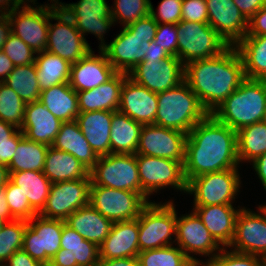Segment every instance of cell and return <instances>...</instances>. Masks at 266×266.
<instances>
[{
  "label": "cell",
  "instance_id": "6da1fadb",
  "mask_svg": "<svg viewBox=\"0 0 266 266\" xmlns=\"http://www.w3.org/2000/svg\"><path fill=\"white\" fill-rule=\"evenodd\" d=\"M237 132L212 114L187 134L184 176L190 179L210 172L238 168Z\"/></svg>",
  "mask_w": 266,
  "mask_h": 266
},
{
  "label": "cell",
  "instance_id": "7a4b0ae2",
  "mask_svg": "<svg viewBox=\"0 0 266 266\" xmlns=\"http://www.w3.org/2000/svg\"><path fill=\"white\" fill-rule=\"evenodd\" d=\"M184 76L209 114L219 108L246 79L243 62L235 46H229L218 56L187 63Z\"/></svg>",
  "mask_w": 266,
  "mask_h": 266
},
{
  "label": "cell",
  "instance_id": "3957f363",
  "mask_svg": "<svg viewBox=\"0 0 266 266\" xmlns=\"http://www.w3.org/2000/svg\"><path fill=\"white\" fill-rule=\"evenodd\" d=\"M266 113V80L245 79L212 115L236 132L261 122Z\"/></svg>",
  "mask_w": 266,
  "mask_h": 266
},
{
  "label": "cell",
  "instance_id": "277c9868",
  "mask_svg": "<svg viewBox=\"0 0 266 266\" xmlns=\"http://www.w3.org/2000/svg\"><path fill=\"white\" fill-rule=\"evenodd\" d=\"M157 99L155 125L188 134L209 115L185 80L176 87L158 93Z\"/></svg>",
  "mask_w": 266,
  "mask_h": 266
},
{
  "label": "cell",
  "instance_id": "5b68a950",
  "mask_svg": "<svg viewBox=\"0 0 266 266\" xmlns=\"http://www.w3.org/2000/svg\"><path fill=\"white\" fill-rule=\"evenodd\" d=\"M169 200L165 203L149 202L138 219L140 252L172 245L176 235L177 211Z\"/></svg>",
  "mask_w": 266,
  "mask_h": 266
},
{
  "label": "cell",
  "instance_id": "8992f818",
  "mask_svg": "<svg viewBox=\"0 0 266 266\" xmlns=\"http://www.w3.org/2000/svg\"><path fill=\"white\" fill-rule=\"evenodd\" d=\"M178 59L187 63L220 55L229 45L208 24L181 20L177 24Z\"/></svg>",
  "mask_w": 266,
  "mask_h": 266
},
{
  "label": "cell",
  "instance_id": "52a82bcc",
  "mask_svg": "<svg viewBox=\"0 0 266 266\" xmlns=\"http://www.w3.org/2000/svg\"><path fill=\"white\" fill-rule=\"evenodd\" d=\"M238 170L233 168L210 172L190 179L186 194H194L193 207L232 205L241 187Z\"/></svg>",
  "mask_w": 266,
  "mask_h": 266
},
{
  "label": "cell",
  "instance_id": "ba28073f",
  "mask_svg": "<svg viewBox=\"0 0 266 266\" xmlns=\"http://www.w3.org/2000/svg\"><path fill=\"white\" fill-rule=\"evenodd\" d=\"M89 175L93 185L132 191L142 196L136 154L110 153L98 156Z\"/></svg>",
  "mask_w": 266,
  "mask_h": 266
},
{
  "label": "cell",
  "instance_id": "9c48e42d",
  "mask_svg": "<svg viewBox=\"0 0 266 266\" xmlns=\"http://www.w3.org/2000/svg\"><path fill=\"white\" fill-rule=\"evenodd\" d=\"M141 182L142 197L149 203V196L166 187L186 193L187 181L184 176V162L136 154Z\"/></svg>",
  "mask_w": 266,
  "mask_h": 266
},
{
  "label": "cell",
  "instance_id": "30bf717a",
  "mask_svg": "<svg viewBox=\"0 0 266 266\" xmlns=\"http://www.w3.org/2000/svg\"><path fill=\"white\" fill-rule=\"evenodd\" d=\"M54 1V3H53ZM52 4L31 6L29 3L8 14L11 32L22 39L35 53L47 47L51 6L59 7L62 2L51 0Z\"/></svg>",
  "mask_w": 266,
  "mask_h": 266
},
{
  "label": "cell",
  "instance_id": "8fae6325",
  "mask_svg": "<svg viewBox=\"0 0 266 266\" xmlns=\"http://www.w3.org/2000/svg\"><path fill=\"white\" fill-rule=\"evenodd\" d=\"M52 20L57 22L52 24ZM51 21H49L46 51L73 64L92 50L74 22L60 7L51 6Z\"/></svg>",
  "mask_w": 266,
  "mask_h": 266
},
{
  "label": "cell",
  "instance_id": "7c38bea8",
  "mask_svg": "<svg viewBox=\"0 0 266 266\" xmlns=\"http://www.w3.org/2000/svg\"><path fill=\"white\" fill-rule=\"evenodd\" d=\"M89 204L114 223L138 218L148 202L139 193L91 183Z\"/></svg>",
  "mask_w": 266,
  "mask_h": 266
},
{
  "label": "cell",
  "instance_id": "4fadbf2b",
  "mask_svg": "<svg viewBox=\"0 0 266 266\" xmlns=\"http://www.w3.org/2000/svg\"><path fill=\"white\" fill-rule=\"evenodd\" d=\"M63 220L35 215L28 221L22 249L34 260L49 265L51 258L61 249Z\"/></svg>",
  "mask_w": 266,
  "mask_h": 266
},
{
  "label": "cell",
  "instance_id": "5bb4252c",
  "mask_svg": "<svg viewBox=\"0 0 266 266\" xmlns=\"http://www.w3.org/2000/svg\"><path fill=\"white\" fill-rule=\"evenodd\" d=\"M59 7L74 22L84 38L86 33L94 34L100 41L99 50L106 46L104 35L115 25L111 7L106 0H79L78 3H61Z\"/></svg>",
  "mask_w": 266,
  "mask_h": 266
},
{
  "label": "cell",
  "instance_id": "9a60e30c",
  "mask_svg": "<svg viewBox=\"0 0 266 266\" xmlns=\"http://www.w3.org/2000/svg\"><path fill=\"white\" fill-rule=\"evenodd\" d=\"M90 178L52 183L40 216L65 221L77 209L89 204Z\"/></svg>",
  "mask_w": 266,
  "mask_h": 266
},
{
  "label": "cell",
  "instance_id": "2e32d148",
  "mask_svg": "<svg viewBox=\"0 0 266 266\" xmlns=\"http://www.w3.org/2000/svg\"><path fill=\"white\" fill-rule=\"evenodd\" d=\"M185 65L176 56L165 60H143L128 77L154 93L176 87L184 81Z\"/></svg>",
  "mask_w": 266,
  "mask_h": 266
},
{
  "label": "cell",
  "instance_id": "e0dca14e",
  "mask_svg": "<svg viewBox=\"0 0 266 266\" xmlns=\"http://www.w3.org/2000/svg\"><path fill=\"white\" fill-rule=\"evenodd\" d=\"M173 242H176L186 256L198 265L203 262L193 257V253L195 255L199 254V256H208L211 259L222 250V247L214 240L209 230L193 210L190 214L177 216L176 235Z\"/></svg>",
  "mask_w": 266,
  "mask_h": 266
},
{
  "label": "cell",
  "instance_id": "ac0fdd59",
  "mask_svg": "<svg viewBox=\"0 0 266 266\" xmlns=\"http://www.w3.org/2000/svg\"><path fill=\"white\" fill-rule=\"evenodd\" d=\"M187 134L155 124L142 126L136 154L185 161Z\"/></svg>",
  "mask_w": 266,
  "mask_h": 266
},
{
  "label": "cell",
  "instance_id": "d6986e66",
  "mask_svg": "<svg viewBox=\"0 0 266 266\" xmlns=\"http://www.w3.org/2000/svg\"><path fill=\"white\" fill-rule=\"evenodd\" d=\"M257 212H252L246 207L238 212L235 234L228 248L264 258L266 257V209L261 204Z\"/></svg>",
  "mask_w": 266,
  "mask_h": 266
},
{
  "label": "cell",
  "instance_id": "ffe728a7",
  "mask_svg": "<svg viewBox=\"0 0 266 266\" xmlns=\"http://www.w3.org/2000/svg\"><path fill=\"white\" fill-rule=\"evenodd\" d=\"M208 24L228 43L235 46L248 31V20L233 0H205Z\"/></svg>",
  "mask_w": 266,
  "mask_h": 266
},
{
  "label": "cell",
  "instance_id": "44dd1931",
  "mask_svg": "<svg viewBox=\"0 0 266 266\" xmlns=\"http://www.w3.org/2000/svg\"><path fill=\"white\" fill-rule=\"evenodd\" d=\"M61 249L51 258L50 266H98L99 246L84 239L63 221Z\"/></svg>",
  "mask_w": 266,
  "mask_h": 266
},
{
  "label": "cell",
  "instance_id": "7402d4cb",
  "mask_svg": "<svg viewBox=\"0 0 266 266\" xmlns=\"http://www.w3.org/2000/svg\"><path fill=\"white\" fill-rule=\"evenodd\" d=\"M158 109L157 93L127 77L121 88L118 111L143 125L155 124Z\"/></svg>",
  "mask_w": 266,
  "mask_h": 266
},
{
  "label": "cell",
  "instance_id": "603a6c76",
  "mask_svg": "<svg viewBox=\"0 0 266 266\" xmlns=\"http://www.w3.org/2000/svg\"><path fill=\"white\" fill-rule=\"evenodd\" d=\"M95 55L91 50L78 62L71 64L69 85L76 91L90 90L110 80L117 71L102 50Z\"/></svg>",
  "mask_w": 266,
  "mask_h": 266
},
{
  "label": "cell",
  "instance_id": "cb8c5ba5",
  "mask_svg": "<svg viewBox=\"0 0 266 266\" xmlns=\"http://www.w3.org/2000/svg\"><path fill=\"white\" fill-rule=\"evenodd\" d=\"M138 219L114 222L110 233L99 246L100 259L137 257L139 250Z\"/></svg>",
  "mask_w": 266,
  "mask_h": 266
},
{
  "label": "cell",
  "instance_id": "d4e9b609",
  "mask_svg": "<svg viewBox=\"0 0 266 266\" xmlns=\"http://www.w3.org/2000/svg\"><path fill=\"white\" fill-rule=\"evenodd\" d=\"M145 45L124 26L113 41L102 49L108 61L117 72L129 73L137 64L144 60Z\"/></svg>",
  "mask_w": 266,
  "mask_h": 266
},
{
  "label": "cell",
  "instance_id": "484cf974",
  "mask_svg": "<svg viewBox=\"0 0 266 266\" xmlns=\"http://www.w3.org/2000/svg\"><path fill=\"white\" fill-rule=\"evenodd\" d=\"M62 123L37 100L26 104L24 122L20 130L27 139L51 146Z\"/></svg>",
  "mask_w": 266,
  "mask_h": 266
},
{
  "label": "cell",
  "instance_id": "4316f807",
  "mask_svg": "<svg viewBox=\"0 0 266 266\" xmlns=\"http://www.w3.org/2000/svg\"><path fill=\"white\" fill-rule=\"evenodd\" d=\"M233 205H211L194 207L205 227L209 230L214 240L222 247L228 248L235 234V223L238 212Z\"/></svg>",
  "mask_w": 266,
  "mask_h": 266
},
{
  "label": "cell",
  "instance_id": "83f0119b",
  "mask_svg": "<svg viewBox=\"0 0 266 266\" xmlns=\"http://www.w3.org/2000/svg\"><path fill=\"white\" fill-rule=\"evenodd\" d=\"M127 77V73L117 72L106 83L90 90L77 92L80 113L98 110L118 111L121 88Z\"/></svg>",
  "mask_w": 266,
  "mask_h": 266
},
{
  "label": "cell",
  "instance_id": "f1b7e54d",
  "mask_svg": "<svg viewBox=\"0 0 266 266\" xmlns=\"http://www.w3.org/2000/svg\"><path fill=\"white\" fill-rule=\"evenodd\" d=\"M113 111L79 113L76 122L97 156L110 154V131Z\"/></svg>",
  "mask_w": 266,
  "mask_h": 266
},
{
  "label": "cell",
  "instance_id": "f546056e",
  "mask_svg": "<svg viewBox=\"0 0 266 266\" xmlns=\"http://www.w3.org/2000/svg\"><path fill=\"white\" fill-rule=\"evenodd\" d=\"M65 223L84 239L100 246L110 233L113 222L88 204L68 216Z\"/></svg>",
  "mask_w": 266,
  "mask_h": 266
},
{
  "label": "cell",
  "instance_id": "4dcf8cb0",
  "mask_svg": "<svg viewBox=\"0 0 266 266\" xmlns=\"http://www.w3.org/2000/svg\"><path fill=\"white\" fill-rule=\"evenodd\" d=\"M51 146L72 154L89 171L95 166L98 159L76 121L63 122Z\"/></svg>",
  "mask_w": 266,
  "mask_h": 266
},
{
  "label": "cell",
  "instance_id": "1f68e13d",
  "mask_svg": "<svg viewBox=\"0 0 266 266\" xmlns=\"http://www.w3.org/2000/svg\"><path fill=\"white\" fill-rule=\"evenodd\" d=\"M43 173L52 183L90 178L89 170L78 159L52 146L47 150Z\"/></svg>",
  "mask_w": 266,
  "mask_h": 266
},
{
  "label": "cell",
  "instance_id": "d6a6232c",
  "mask_svg": "<svg viewBox=\"0 0 266 266\" xmlns=\"http://www.w3.org/2000/svg\"><path fill=\"white\" fill-rule=\"evenodd\" d=\"M39 101L62 122L75 121L80 113L77 92L69 83L41 91Z\"/></svg>",
  "mask_w": 266,
  "mask_h": 266
},
{
  "label": "cell",
  "instance_id": "836d02e7",
  "mask_svg": "<svg viewBox=\"0 0 266 266\" xmlns=\"http://www.w3.org/2000/svg\"><path fill=\"white\" fill-rule=\"evenodd\" d=\"M142 126L120 111H115L111 120L110 153L136 154Z\"/></svg>",
  "mask_w": 266,
  "mask_h": 266
},
{
  "label": "cell",
  "instance_id": "e575fe53",
  "mask_svg": "<svg viewBox=\"0 0 266 266\" xmlns=\"http://www.w3.org/2000/svg\"><path fill=\"white\" fill-rule=\"evenodd\" d=\"M237 49L247 79L266 80V35L245 36Z\"/></svg>",
  "mask_w": 266,
  "mask_h": 266
},
{
  "label": "cell",
  "instance_id": "d590c367",
  "mask_svg": "<svg viewBox=\"0 0 266 266\" xmlns=\"http://www.w3.org/2000/svg\"><path fill=\"white\" fill-rule=\"evenodd\" d=\"M9 180L19 186L31 208L39 214L46 204L52 182L40 171L9 172Z\"/></svg>",
  "mask_w": 266,
  "mask_h": 266
},
{
  "label": "cell",
  "instance_id": "8d00e7d4",
  "mask_svg": "<svg viewBox=\"0 0 266 266\" xmlns=\"http://www.w3.org/2000/svg\"><path fill=\"white\" fill-rule=\"evenodd\" d=\"M37 81L41 91L62 83H69L71 64L46 50L36 53Z\"/></svg>",
  "mask_w": 266,
  "mask_h": 266
},
{
  "label": "cell",
  "instance_id": "74e56055",
  "mask_svg": "<svg viewBox=\"0 0 266 266\" xmlns=\"http://www.w3.org/2000/svg\"><path fill=\"white\" fill-rule=\"evenodd\" d=\"M49 146L27 139L24 135L18 140L17 149L8 166L9 172H43Z\"/></svg>",
  "mask_w": 266,
  "mask_h": 266
},
{
  "label": "cell",
  "instance_id": "f35d334b",
  "mask_svg": "<svg viewBox=\"0 0 266 266\" xmlns=\"http://www.w3.org/2000/svg\"><path fill=\"white\" fill-rule=\"evenodd\" d=\"M266 153V123L257 122L237 131V156L239 163L252 162Z\"/></svg>",
  "mask_w": 266,
  "mask_h": 266
},
{
  "label": "cell",
  "instance_id": "ab89813d",
  "mask_svg": "<svg viewBox=\"0 0 266 266\" xmlns=\"http://www.w3.org/2000/svg\"><path fill=\"white\" fill-rule=\"evenodd\" d=\"M3 82L12 88L26 104L40 99L41 89L37 81L35 63L14 66Z\"/></svg>",
  "mask_w": 266,
  "mask_h": 266
},
{
  "label": "cell",
  "instance_id": "60d3db41",
  "mask_svg": "<svg viewBox=\"0 0 266 266\" xmlns=\"http://www.w3.org/2000/svg\"><path fill=\"white\" fill-rule=\"evenodd\" d=\"M140 266H200L193 263L180 247L172 245L138 253Z\"/></svg>",
  "mask_w": 266,
  "mask_h": 266
},
{
  "label": "cell",
  "instance_id": "b9f144b4",
  "mask_svg": "<svg viewBox=\"0 0 266 266\" xmlns=\"http://www.w3.org/2000/svg\"><path fill=\"white\" fill-rule=\"evenodd\" d=\"M26 103L4 82H0V119L21 129Z\"/></svg>",
  "mask_w": 266,
  "mask_h": 266
},
{
  "label": "cell",
  "instance_id": "7bdbcfd3",
  "mask_svg": "<svg viewBox=\"0 0 266 266\" xmlns=\"http://www.w3.org/2000/svg\"><path fill=\"white\" fill-rule=\"evenodd\" d=\"M28 221L14 220L4 225L0 232V264H4L10 256L23 247L24 233Z\"/></svg>",
  "mask_w": 266,
  "mask_h": 266
},
{
  "label": "cell",
  "instance_id": "ee69618b",
  "mask_svg": "<svg viewBox=\"0 0 266 266\" xmlns=\"http://www.w3.org/2000/svg\"><path fill=\"white\" fill-rule=\"evenodd\" d=\"M150 0H114L111 17L115 22L127 26L150 15ZM113 9V10H112Z\"/></svg>",
  "mask_w": 266,
  "mask_h": 266
},
{
  "label": "cell",
  "instance_id": "f6af8a7d",
  "mask_svg": "<svg viewBox=\"0 0 266 266\" xmlns=\"http://www.w3.org/2000/svg\"><path fill=\"white\" fill-rule=\"evenodd\" d=\"M5 191L11 215L15 220L29 221L37 215V213L31 208L27 197L24 196L19 186L8 180L5 185Z\"/></svg>",
  "mask_w": 266,
  "mask_h": 266
},
{
  "label": "cell",
  "instance_id": "bcb514c9",
  "mask_svg": "<svg viewBox=\"0 0 266 266\" xmlns=\"http://www.w3.org/2000/svg\"><path fill=\"white\" fill-rule=\"evenodd\" d=\"M200 266H264L262 257L239 253L230 249L222 248L217 255L211 259H207Z\"/></svg>",
  "mask_w": 266,
  "mask_h": 266
},
{
  "label": "cell",
  "instance_id": "7dc6e473",
  "mask_svg": "<svg viewBox=\"0 0 266 266\" xmlns=\"http://www.w3.org/2000/svg\"><path fill=\"white\" fill-rule=\"evenodd\" d=\"M2 51L12 61L14 66L35 63L36 54L22 39L11 33Z\"/></svg>",
  "mask_w": 266,
  "mask_h": 266
},
{
  "label": "cell",
  "instance_id": "c3c4849f",
  "mask_svg": "<svg viewBox=\"0 0 266 266\" xmlns=\"http://www.w3.org/2000/svg\"><path fill=\"white\" fill-rule=\"evenodd\" d=\"M182 0H162L157 12L154 11L152 3H150V15L157 24H175L181 21Z\"/></svg>",
  "mask_w": 266,
  "mask_h": 266
},
{
  "label": "cell",
  "instance_id": "681fc988",
  "mask_svg": "<svg viewBox=\"0 0 266 266\" xmlns=\"http://www.w3.org/2000/svg\"><path fill=\"white\" fill-rule=\"evenodd\" d=\"M154 42L163 47L171 56L178 58L177 25L158 24Z\"/></svg>",
  "mask_w": 266,
  "mask_h": 266
},
{
  "label": "cell",
  "instance_id": "f907efd6",
  "mask_svg": "<svg viewBox=\"0 0 266 266\" xmlns=\"http://www.w3.org/2000/svg\"><path fill=\"white\" fill-rule=\"evenodd\" d=\"M181 20L208 23L207 4L205 0H182Z\"/></svg>",
  "mask_w": 266,
  "mask_h": 266
},
{
  "label": "cell",
  "instance_id": "816d5d0a",
  "mask_svg": "<svg viewBox=\"0 0 266 266\" xmlns=\"http://www.w3.org/2000/svg\"><path fill=\"white\" fill-rule=\"evenodd\" d=\"M132 35H135L142 42L154 41L158 24L154 18L149 15L125 26Z\"/></svg>",
  "mask_w": 266,
  "mask_h": 266
},
{
  "label": "cell",
  "instance_id": "f5cc1de1",
  "mask_svg": "<svg viewBox=\"0 0 266 266\" xmlns=\"http://www.w3.org/2000/svg\"><path fill=\"white\" fill-rule=\"evenodd\" d=\"M261 35H266V4L249 19L245 36Z\"/></svg>",
  "mask_w": 266,
  "mask_h": 266
},
{
  "label": "cell",
  "instance_id": "db71d44e",
  "mask_svg": "<svg viewBox=\"0 0 266 266\" xmlns=\"http://www.w3.org/2000/svg\"><path fill=\"white\" fill-rule=\"evenodd\" d=\"M233 3L249 21L266 4V0H233Z\"/></svg>",
  "mask_w": 266,
  "mask_h": 266
},
{
  "label": "cell",
  "instance_id": "11a10c76",
  "mask_svg": "<svg viewBox=\"0 0 266 266\" xmlns=\"http://www.w3.org/2000/svg\"><path fill=\"white\" fill-rule=\"evenodd\" d=\"M5 266H44V264L34 260L23 249L15 251L4 263Z\"/></svg>",
  "mask_w": 266,
  "mask_h": 266
},
{
  "label": "cell",
  "instance_id": "9f6ffc18",
  "mask_svg": "<svg viewBox=\"0 0 266 266\" xmlns=\"http://www.w3.org/2000/svg\"><path fill=\"white\" fill-rule=\"evenodd\" d=\"M23 135L20 129L0 119V144L18 142Z\"/></svg>",
  "mask_w": 266,
  "mask_h": 266
},
{
  "label": "cell",
  "instance_id": "6f0895ef",
  "mask_svg": "<svg viewBox=\"0 0 266 266\" xmlns=\"http://www.w3.org/2000/svg\"><path fill=\"white\" fill-rule=\"evenodd\" d=\"M144 60H165L171 55L163 48L158 46L154 41L150 45H145Z\"/></svg>",
  "mask_w": 266,
  "mask_h": 266
},
{
  "label": "cell",
  "instance_id": "680465c9",
  "mask_svg": "<svg viewBox=\"0 0 266 266\" xmlns=\"http://www.w3.org/2000/svg\"><path fill=\"white\" fill-rule=\"evenodd\" d=\"M18 142H4L0 144V164L6 167L12 161L13 155L17 149Z\"/></svg>",
  "mask_w": 266,
  "mask_h": 266
},
{
  "label": "cell",
  "instance_id": "91938a15",
  "mask_svg": "<svg viewBox=\"0 0 266 266\" xmlns=\"http://www.w3.org/2000/svg\"><path fill=\"white\" fill-rule=\"evenodd\" d=\"M98 266H140L137 257L100 259Z\"/></svg>",
  "mask_w": 266,
  "mask_h": 266
},
{
  "label": "cell",
  "instance_id": "94428289",
  "mask_svg": "<svg viewBox=\"0 0 266 266\" xmlns=\"http://www.w3.org/2000/svg\"><path fill=\"white\" fill-rule=\"evenodd\" d=\"M252 166L266 191V153L253 160Z\"/></svg>",
  "mask_w": 266,
  "mask_h": 266
},
{
  "label": "cell",
  "instance_id": "6125c7cd",
  "mask_svg": "<svg viewBox=\"0 0 266 266\" xmlns=\"http://www.w3.org/2000/svg\"><path fill=\"white\" fill-rule=\"evenodd\" d=\"M5 186L0 187V220L11 222L15 219L12 217L7 200Z\"/></svg>",
  "mask_w": 266,
  "mask_h": 266
},
{
  "label": "cell",
  "instance_id": "be15d7a7",
  "mask_svg": "<svg viewBox=\"0 0 266 266\" xmlns=\"http://www.w3.org/2000/svg\"><path fill=\"white\" fill-rule=\"evenodd\" d=\"M11 33V23L8 15L0 14V50L3 49Z\"/></svg>",
  "mask_w": 266,
  "mask_h": 266
},
{
  "label": "cell",
  "instance_id": "e7e4bbea",
  "mask_svg": "<svg viewBox=\"0 0 266 266\" xmlns=\"http://www.w3.org/2000/svg\"><path fill=\"white\" fill-rule=\"evenodd\" d=\"M14 69L12 61L0 50V82H3Z\"/></svg>",
  "mask_w": 266,
  "mask_h": 266
},
{
  "label": "cell",
  "instance_id": "03108f58",
  "mask_svg": "<svg viewBox=\"0 0 266 266\" xmlns=\"http://www.w3.org/2000/svg\"><path fill=\"white\" fill-rule=\"evenodd\" d=\"M23 5L21 0H0V14L8 15Z\"/></svg>",
  "mask_w": 266,
  "mask_h": 266
},
{
  "label": "cell",
  "instance_id": "003e7915",
  "mask_svg": "<svg viewBox=\"0 0 266 266\" xmlns=\"http://www.w3.org/2000/svg\"><path fill=\"white\" fill-rule=\"evenodd\" d=\"M8 180H9L8 167L0 164V187L5 186Z\"/></svg>",
  "mask_w": 266,
  "mask_h": 266
},
{
  "label": "cell",
  "instance_id": "a7ac6f4b",
  "mask_svg": "<svg viewBox=\"0 0 266 266\" xmlns=\"http://www.w3.org/2000/svg\"><path fill=\"white\" fill-rule=\"evenodd\" d=\"M7 222H4L2 220H0V232L2 231L4 225L6 224Z\"/></svg>",
  "mask_w": 266,
  "mask_h": 266
},
{
  "label": "cell",
  "instance_id": "89a4df30",
  "mask_svg": "<svg viewBox=\"0 0 266 266\" xmlns=\"http://www.w3.org/2000/svg\"><path fill=\"white\" fill-rule=\"evenodd\" d=\"M264 266H266V257L263 258Z\"/></svg>",
  "mask_w": 266,
  "mask_h": 266
},
{
  "label": "cell",
  "instance_id": "2644e50d",
  "mask_svg": "<svg viewBox=\"0 0 266 266\" xmlns=\"http://www.w3.org/2000/svg\"><path fill=\"white\" fill-rule=\"evenodd\" d=\"M263 121L266 123V113H265V116H264V119H263Z\"/></svg>",
  "mask_w": 266,
  "mask_h": 266
}]
</instances>
